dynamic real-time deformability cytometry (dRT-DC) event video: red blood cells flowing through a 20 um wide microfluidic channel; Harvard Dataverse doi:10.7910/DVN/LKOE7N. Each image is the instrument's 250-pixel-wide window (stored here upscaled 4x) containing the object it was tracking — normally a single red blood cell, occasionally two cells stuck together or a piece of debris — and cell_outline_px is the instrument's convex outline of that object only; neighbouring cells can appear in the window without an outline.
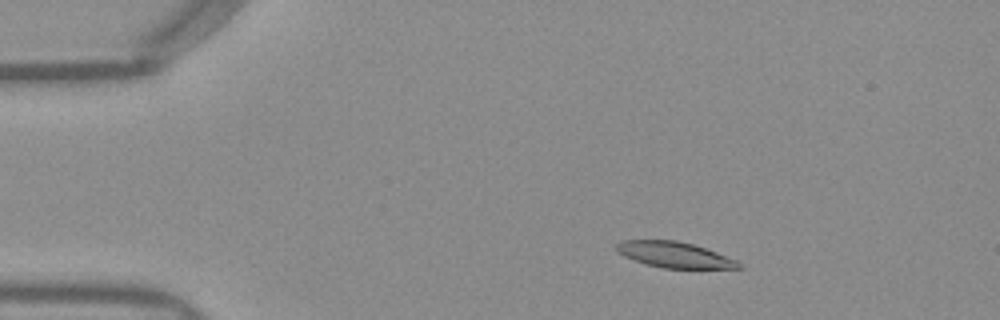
{"species": "Egyptian fruit bat (a non-hibernating species)", "species_latin": "Rousettus aegyptiacus", "temperature_condition": "warm", "stored_images_in_passage": 51, "camera_frame_rate_fps": 3000, "um_per_image_px": 0.085, "frame": {"image": 1, "passage_image": 8, "time_ms": 2.333, "image_size_px": [1000, 320], "cell_outline_px": [[744, 268], [664, 268], [644, 264], [632, 260], [616, 252], [616, 244], [620, 240], [676, 240], [692, 244], [716, 252], [736, 260]], "centroid_in_image_um": [57.26, 21.65], "position_along_channel_um": 27.7, "area_um2": 18.32}}
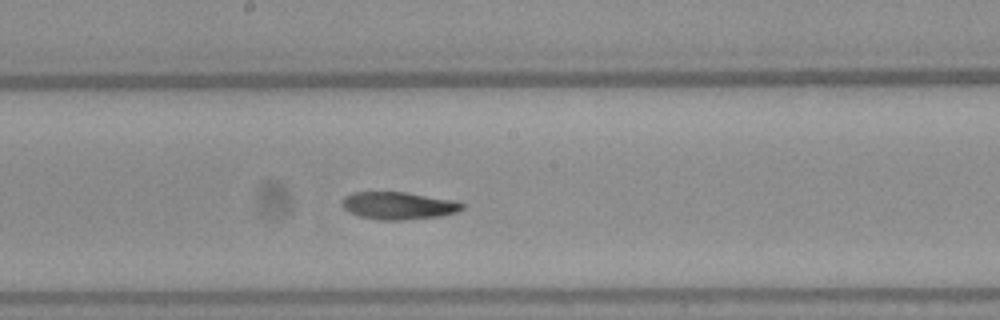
{"frame": {"image": 2, "passage_image": 27, "time_ms": 8.667, "image_size_px": [1000, 320], "cell_outline_px": [[464, 208], [456, 212], [440, 216], [404, 220], [380, 220], [360, 216], [344, 208], [344, 196], [352, 192], [404, 192], [460, 200], [464, 204]], "centroid_in_image_um": [33.96, 17.47], "position_along_channel_um": 214.2, "area_um2": 19.25}}
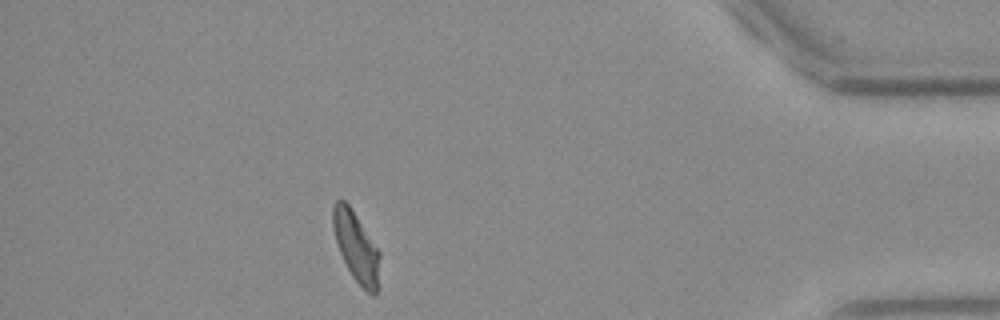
{"frame": {"image": 3, "passage_image": 45, "time_ms": 14.667, "image_size_px": [1000, 320], "cell_outline_px": [[380, 256], [376, 292], [372, 296], [352, 276], [340, 252], [336, 240], [332, 224], [332, 208], [336, 200], [344, 200], [348, 204], [380, 252]], "centroid_in_image_um": [30.26, 20.95], "position_along_channel_um": 404.9, "area_um2": 18.44}, "authors_computed_cell_mechanics": {"area_um2": 19.363, "velocity_mm_per_s": 3.9534, "shape_relaxation_time_tau1_ms": 8.0068, "shape_relaxation_time_tau2_ms": 4.7542, "deformation_change_tau1": 0.228, "deformation_change_tau2": 0.1229}}